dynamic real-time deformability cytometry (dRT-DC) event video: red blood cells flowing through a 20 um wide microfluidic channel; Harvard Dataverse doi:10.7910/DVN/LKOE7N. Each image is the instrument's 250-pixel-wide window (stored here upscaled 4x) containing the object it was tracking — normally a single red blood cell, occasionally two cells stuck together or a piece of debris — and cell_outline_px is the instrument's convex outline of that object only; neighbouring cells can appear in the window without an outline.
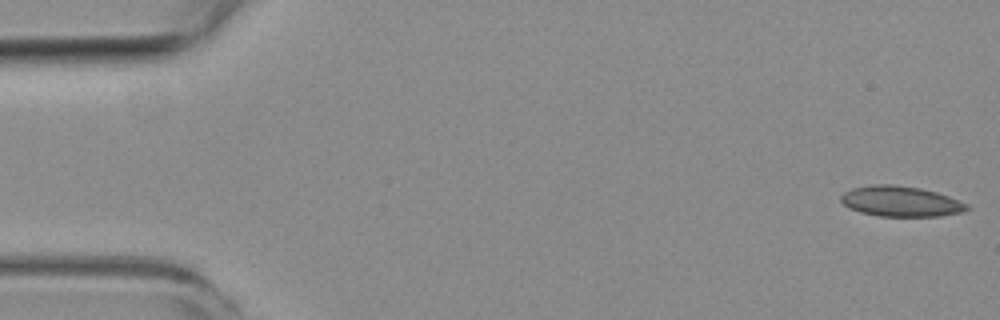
{"species": "common noctule bat (a hibernating species)", "species_latin": "Nyctalus noctula", "temperature_condition": "room temperature", "stored_images_in_passage": 4, "camera_frame_rate_fps": 3000, "um_per_image_px": 0.085, "animal": {"sex": "female", "body_mass_g": 19.3, "forearm_length_mm": 54.1}, "frame": {"image": 1, "passage_image": 1, "time_ms": 0.0, "image_size_px": [1000, 320], "cell_outline_px": [[968, 208], [960, 212], [940, 216], [880, 216], [860, 212], [844, 204], [840, 200], [840, 196], [844, 192], [852, 188], [872, 184], [892, 184], [920, 188], [936, 192], [948, 196], [968, 204]], "centroid_in_image_um": [76.54, 17.1], "position_along_channel_um": 8.5, "area_um2": 22.14}}